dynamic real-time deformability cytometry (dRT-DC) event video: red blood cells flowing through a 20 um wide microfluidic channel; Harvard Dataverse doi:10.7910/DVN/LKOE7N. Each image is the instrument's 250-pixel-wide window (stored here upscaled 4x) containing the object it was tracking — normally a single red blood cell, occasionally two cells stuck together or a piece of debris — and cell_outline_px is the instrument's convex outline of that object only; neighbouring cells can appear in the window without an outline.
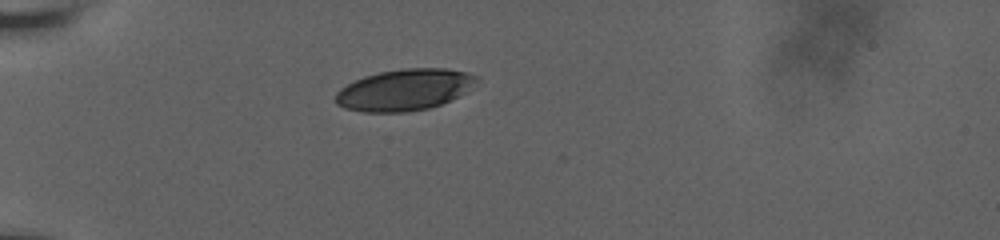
{"species": "human", "species_latin": "Homo sapiens", "temperature_condition": "room temperature", "stored_images_in_passage": 41, "camera_frame_rate_fps": 3000, "um_per_image_px": 0.085, "donor": {"sex": "male"}, "frame": {"image": 1, "passage_image": 1, "time_ms": 0.0, "image_size_px": [1000, 240], "cell_outline_px": [[480, 80], [464, 92], [440, 104], [428, 108], [408, 112], [364, 112], [344, 108], [336, 104], [336, 92], [340, 88], [364, 76], [380, 72], [404, 68], [444, 68], [468, 72], [480, 76]], "centroid_in_image_um": [34.38, 7.62], "position_along_channel_um": 50.6, "area_um2": 33.93}}
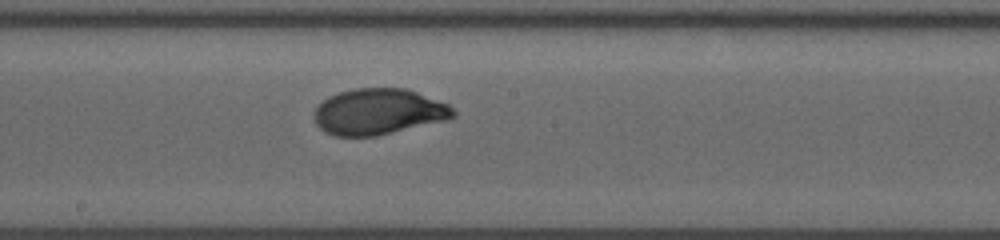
{"frame": {"image": 2, "passage_image": 17, "time_ms": 5.333, "image_size_px": [1000, 240], "cell_outline_px": [[456, 116], [448, 120], [376, 136], [336, 136], [324, 132], [316, 124], [312, 116], [316, 108], [328, 96], [340, 92], [356, 88], [408, 88], [448, 104], [456, 112]], "centroid_in_image_um": [32.18, 9.5], "position_along_channel_um": 216.0, "area_um2": 37.51}}
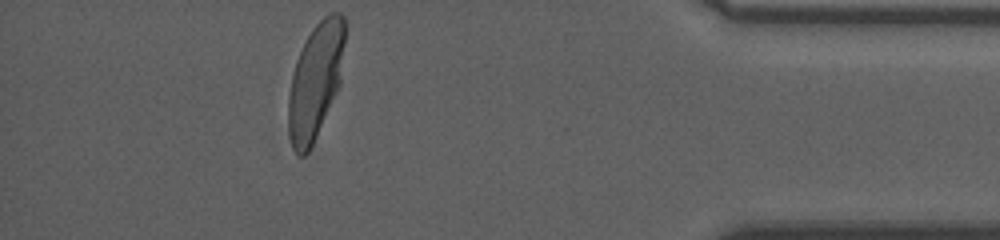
{"frame": {"image": 3, "passage_image": 36, "time_ms": 11.667, "image_size_px": [1000, 240], "cell_outline_px": [[344, 40], [340, 84], [316, 136], [308, 152], [304, 156], [296, 156], [292, 148], [288, 132], [288, 96], [292, 76], [296, 60], [308, 36], [316, 24], [324, 16], [332, 12], [340, 12], [344, 16]], "centroid_in_image_um": [26.79, 6.91], "position_along_channel_um": 408.4, "area_um2": 37.69}, "authors_computed_cell_mechanics": {"area_um2": 37.281, "velocity_mm_per_s": 3.6452, "shape_relaxation_time_tau1_ms": 4.061, "shape_relaxation_time_tau2_ms": null, "deformation_change_tau1": 0.1688, "deformation_change_tau2": null}}